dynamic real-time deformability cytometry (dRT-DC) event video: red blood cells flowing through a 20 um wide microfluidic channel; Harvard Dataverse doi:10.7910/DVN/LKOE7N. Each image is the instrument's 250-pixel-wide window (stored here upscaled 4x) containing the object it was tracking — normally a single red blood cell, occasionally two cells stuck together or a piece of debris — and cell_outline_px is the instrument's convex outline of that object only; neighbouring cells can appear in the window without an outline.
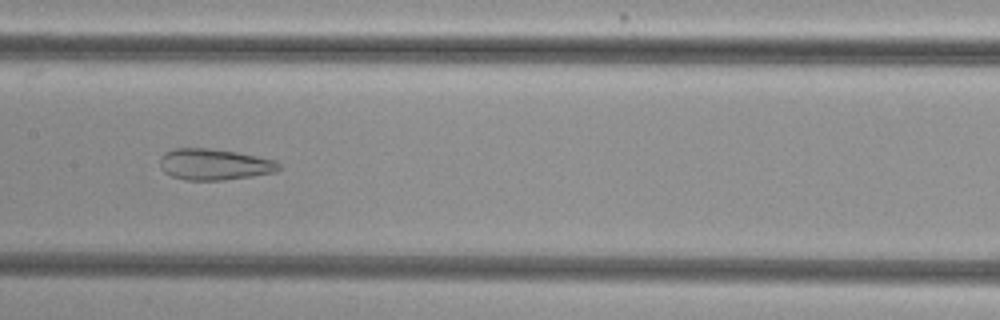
{"species": "common noctule bat (a hibernating species)", "species_latin": "Nyctalus noctula", "temperature_condition": "cold", "stored_images_in_passage": 50, "camera_frame_rate_fps": 3000, "um_per_image_px": 0.085, "animal": {"sex": "female", "body_mass_g": 29.2, "forearm_length_mm": 56.3}, "frame": {"image": 1, "passage_image": 23, "time_ms": 7.333, "image_size_px": [1000, 320], "cell_outline_px": [[280, 168], [276, 172], [252, 176], [224, 180], [184, 180], [172, 176], [164, 172], [160, 168], [160, 156], [164, 152], [176, 148], [208, 148], [236, 152], [276, 160], [280, 164]], "centroid_in_image_um": [18.2, 13.97], "position_along_channel_um": 189.2, "area_um2": 21.73}}
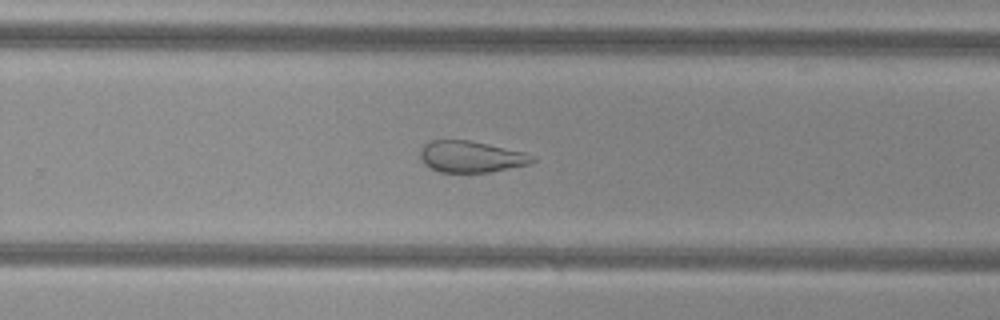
{"frame": {"image": 2, "passage_image": 31, "time_ms": 10.0, "image_size_px": [1000, 320], "cell_outline_px": [[536, 160], [528, 164], [488, 172], [440, 172], [424, 164], [420, 160], [420, 148], [424, 144], [432, 140], [468, 140], [488, 144], [524, 152], [536, 156]], "centroid_in_image_um": [40.01, 13.31], "position_along_channel_um": 289.8, "area_um2": 20.46}}
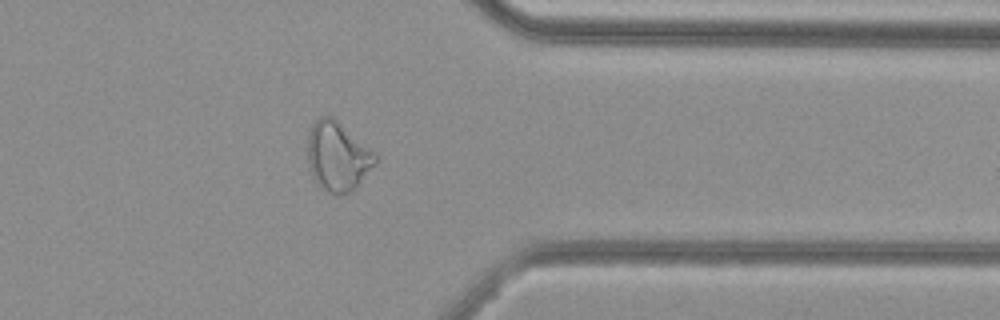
{"frame": {"image": 3, "passage_image": 39, "time_ms": 12.667, "image_size_px": [1000, 320], "cell_outline_px": [[380, 156], [376, 164], [356, 188], [352, 192], [332, 196], [320, 188], [316, 184], [308, 168], [308, 136], [312, 124], [320, 116], [332, 116], [376, 152]], "centroid_in_image_um": [28.72, 13.33], "position_along_channel_um": 382.7, "area_um2": 27.98}, "authors_computed_cell_mechanics": {"area_um2": 28.4954, "velocity_mm_per_s": 3.7812, "shape_relaxation_time_tau1_ms": null, "shape_relaxation_time_tau2_ms": 2.4412, "deformation_change_tau1": null, "deformation_change_tau2": 0.1106}}